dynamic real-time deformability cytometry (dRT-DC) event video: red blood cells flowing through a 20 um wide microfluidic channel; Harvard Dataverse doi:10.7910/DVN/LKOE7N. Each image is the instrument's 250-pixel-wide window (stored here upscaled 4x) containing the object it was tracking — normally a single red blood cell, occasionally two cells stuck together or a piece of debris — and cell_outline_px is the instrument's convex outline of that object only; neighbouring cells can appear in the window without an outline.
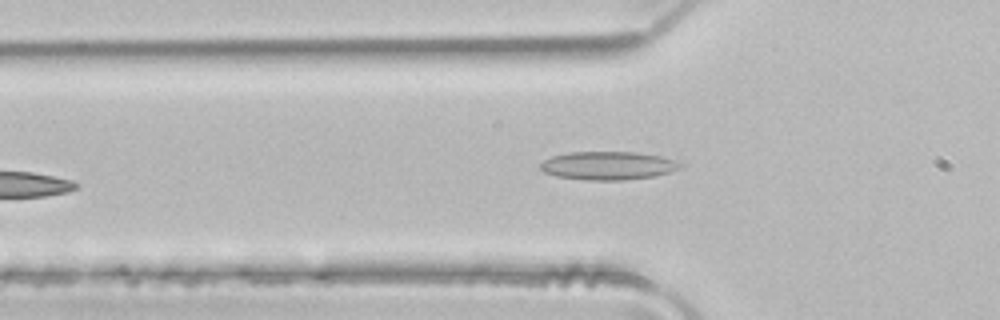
{"species": "common noctule bat (a hibernating species)", "species_latin": "Nyctalus noctula", "temperature_condition": "room temperature", "stored_images_in_passage": 3, "camera_frame_rate_fps": 3000, "um_per_image_px": 0.085, "animal": {"sex": "male", "body_mass_g": 21.5, "forearm_length_mm": 52.0}, "frame": {"image": 1, "passage_image": 3, "time_ms": 0.667, "image_size_px": [1000, 320], "cell_outline_px": [[680, 164], [676, 168], [668, 172], [652, 176], [624, 180], [584, 180], [556, 176], [544, 172], [540, 168], [540, 164], [544, 160], [552, 156], [568, 152], [636, 152], [660, 156], [676, 160]], "centroid_in_image_um": [51.61, 14.07], "position_along_channel_um": 74.2, "area_um2": 22.83}}